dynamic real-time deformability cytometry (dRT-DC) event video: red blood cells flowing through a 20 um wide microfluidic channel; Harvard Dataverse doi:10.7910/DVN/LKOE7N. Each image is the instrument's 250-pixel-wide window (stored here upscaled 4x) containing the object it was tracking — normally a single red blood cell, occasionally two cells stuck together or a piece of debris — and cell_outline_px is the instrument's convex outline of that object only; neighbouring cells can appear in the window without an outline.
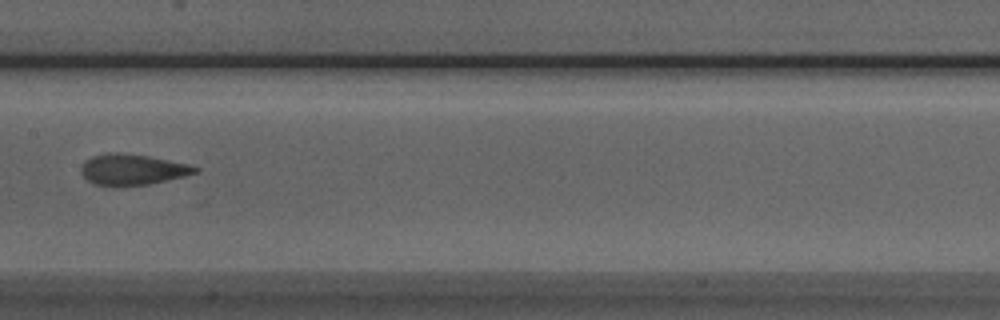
{"species": "Egyptian fruit bat (a non-hibernating species)", "species_latin": "Rousettus aegyptiacus", "temperature_condition": "room temperature", "stored_images_in_passage": 4, "camera_frame_rate_fps": 3000, "um_per_image_px": 0.085, "animal": {"sex": "male"}, "frame": {"image": 1, "passage_image": 4, "time_ms": 3.333, "image_size_px": [1000, 320], "cell_outline_px": [[200, 172], [184, 176], [148, 184], [96, 184], [88, 180], [80, 172], [80, 168], [92, 156], [108, 152], [148, 156], [188, 164], [200, 168]], "centroid_in_image_um": [11.3, 14.39], "position_along_channel_um": 196.1, "area_um2": 19.77}}